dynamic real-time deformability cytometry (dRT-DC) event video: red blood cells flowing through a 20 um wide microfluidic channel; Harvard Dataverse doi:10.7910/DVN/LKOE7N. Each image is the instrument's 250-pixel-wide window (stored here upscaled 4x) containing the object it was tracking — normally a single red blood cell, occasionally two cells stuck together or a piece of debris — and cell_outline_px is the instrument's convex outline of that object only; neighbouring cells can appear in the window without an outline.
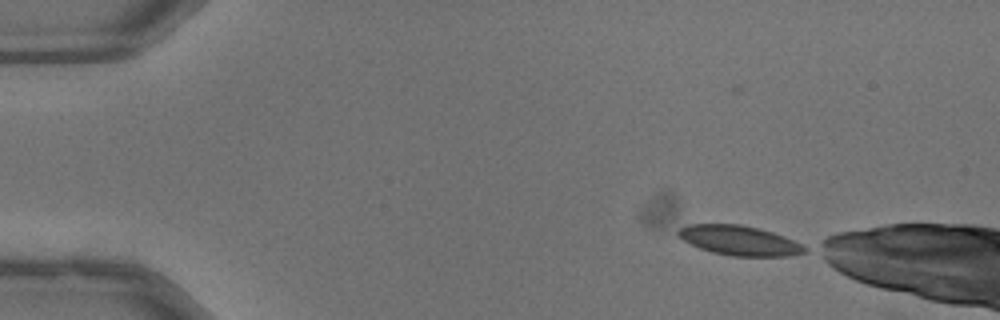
{"species": "common noctule bat (a hibernating species)", "species_latin": "Nyctalus noctula", "temperature_condition": "warm", "stored_images_in_passage": 47, "camera_frame_rate_fps": 3000, "um_per_image_px": 0.085, "animal": {"sex": "male", "body_mass_g": 13.3}, "frame": {"image": 1, "passage_image": 1, "time_ms": 0.0, "image_size_px": [1000, 320], "cell_outline_px": [[808, 248], [804, 252], [784, 256], [732, 256], [712, 252], [700, 248], [684, 240], [676, 232], [680, 228], [688, 224], [740, 224], [772, 232], [784, 236]], "centroid_in_image_um": [62.82, 20.43], "position_along_channel_um": 22.2, "area_um2": 21.5}}
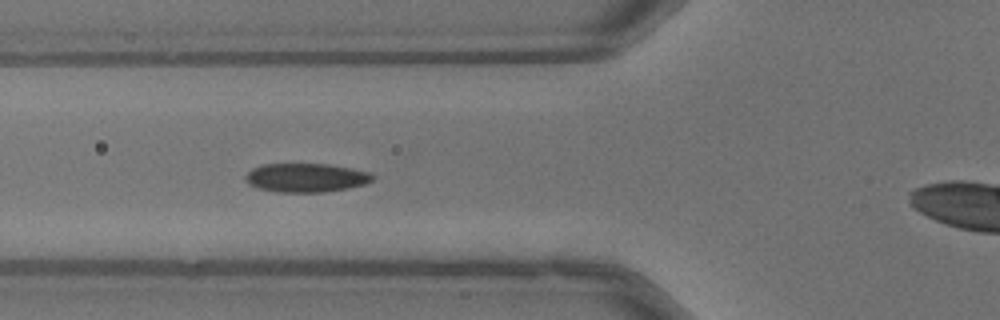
{"frame": {"image": 2, "passage_image": 14, "time_ms": 4.333, "image_size_px": [1000, 320], "cell_outline_px": [[372, 180], [364, 184], [348, 188], [324, 192], [276, 192], [260, 188], [248, 184], [244, 176], [252, 168], [260, 164], [328, 164], [368, 172], [372, 176]], "centroid_in_image_um": [25.95, 15.1], "position_along_channel_um": 99.9, "area_um2": 21.15}}
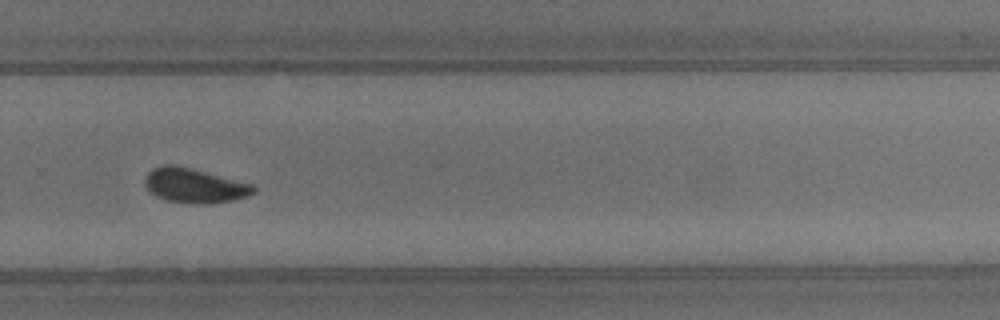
{"frame": {"image": 3, "passage_image": 30, "time_ms": 9.667, "image_size_px": [1000, 320], "cell_outline_px": [[256, 192], [248, 196], [232, 200], [208, 204], [188, 204], [168, 200], [156, 196], [144, 184], [144, 176], [152, 168], [164, 164], [176, 164], [192, 168], [252, 184], [256, 188]], "centroid_in_image_um": [16.51, 15.77], "position_along_channel_um": 313.3, "area_um2": 22.02}, "authors_computed_cell_mechanics": {"area_um2": 21.2126, "velocity_mm_per_s": 4.0059, "shape_relaxation_time_tau1_ms": 3.5805, "shape_relaxation_time_tau2_ms": 2.1152, "deformation_change_tau1": 0.1035, "deformation_change_tau2": 0.0465}}